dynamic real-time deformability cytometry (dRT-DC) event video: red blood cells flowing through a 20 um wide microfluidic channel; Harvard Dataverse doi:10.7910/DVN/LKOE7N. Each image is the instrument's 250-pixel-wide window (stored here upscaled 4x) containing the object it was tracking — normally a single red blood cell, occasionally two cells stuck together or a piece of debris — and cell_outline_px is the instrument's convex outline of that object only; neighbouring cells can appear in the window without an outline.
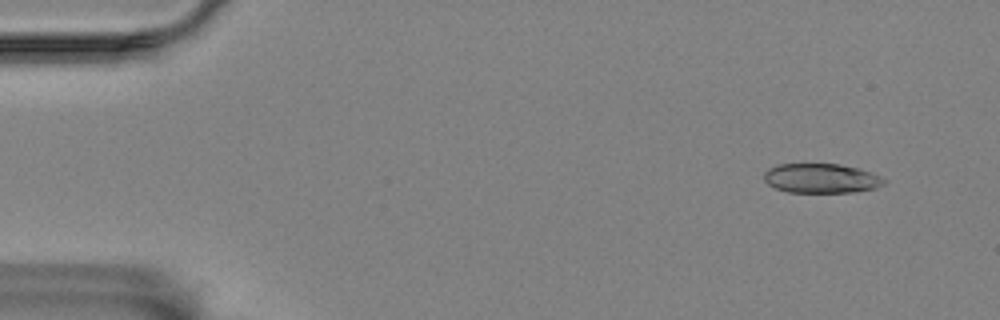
{"species": "Egyptian fruit bat (a non-hibernating species)", "species_latin": "Rousettus aegyptiacus", "temperature_condition": "room temperature", "stored_images_in_passage": 57, "camera_frame_rate_fps": 3000, "um_per_image_px": 0.085, "animal": {"sex": "female"}, "frame": {"image": 1, "passage_image": 5, "time_ms": 1.333, "image_size_px": [1000, 320], "cell_outline_px": [[888, 180], [884, 184], [876, 188], [856, 192], [788, 192], [776, 188], [768, 184], [764, 180], [764, 172], [768, 168], [776, 164], [840, 164], [860, 168], [880, 176]], "centroid_in_image_um": [69.82, 15.15], "position_along_channel_um": 15.2, "area_um2": 20.81}}
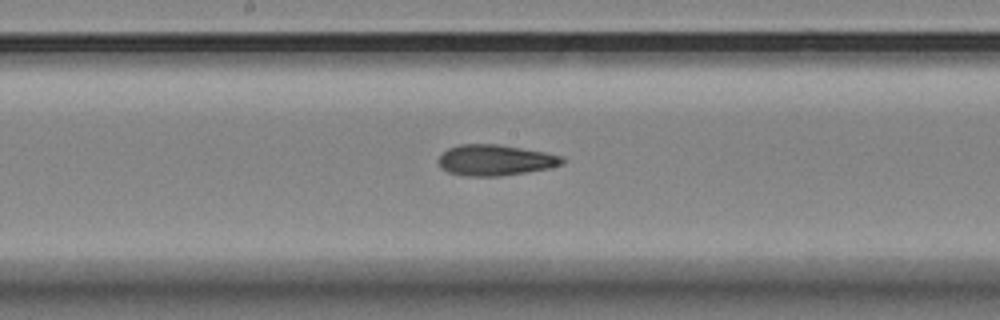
{"frame": {"image": 2, "passage_image": 30, "time_ms": 9.667, "image_size_px": [1000, 320], "cell_outline_px": [[564, 164], [548, 168], [500, 176], [464, 176], [448, 172], [440, 168], [436, 160], [448, 148], [460, 144], [496, 144], [544, 152], [560, 156], [564, 160]], "centroid_in_image_um": [42.03, 13.62], "position_along_channel_um": 206.2, "area_um2": 22.14}}
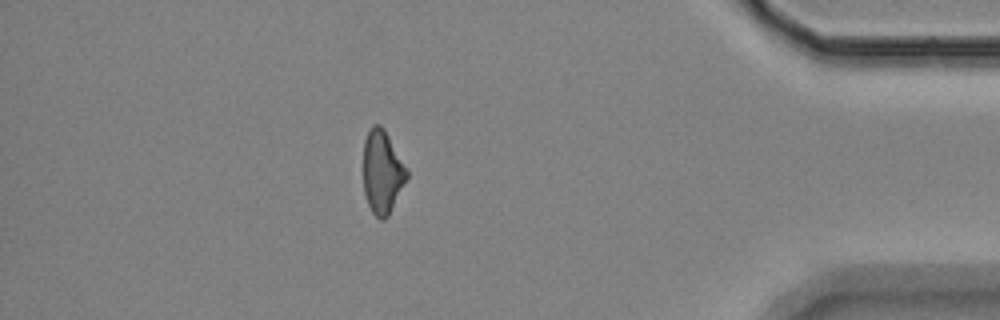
{"frame": {"image": 3, "passage_image": 50, "time_ms": 16.333, "image_size_px": [1000, 320], "cell_outline_px": [[408, 176], [388, 216], [384, 220], [380, 220], [372, 212], [368, 204], [364, 192], [364, 140], [372, 124], [380, 124], [384, 128], [408, 172]], "centroid_in_image_um": [32.48, 14.62], "position_along_channel_um": 402.7, "area_um2": 20.75}, "authors_computed_cell_mechanics": {"area_um2": 22.1374, "velocity_mm_per_s": 3.5339, "shape_relaxation_time_tau1_ms": 6.3067, "shape_relaxation_time_tau2_ms": 4.9385, "deformation_change_tau1": 0.1437, "deformation_change_tau2": 0.1483}}